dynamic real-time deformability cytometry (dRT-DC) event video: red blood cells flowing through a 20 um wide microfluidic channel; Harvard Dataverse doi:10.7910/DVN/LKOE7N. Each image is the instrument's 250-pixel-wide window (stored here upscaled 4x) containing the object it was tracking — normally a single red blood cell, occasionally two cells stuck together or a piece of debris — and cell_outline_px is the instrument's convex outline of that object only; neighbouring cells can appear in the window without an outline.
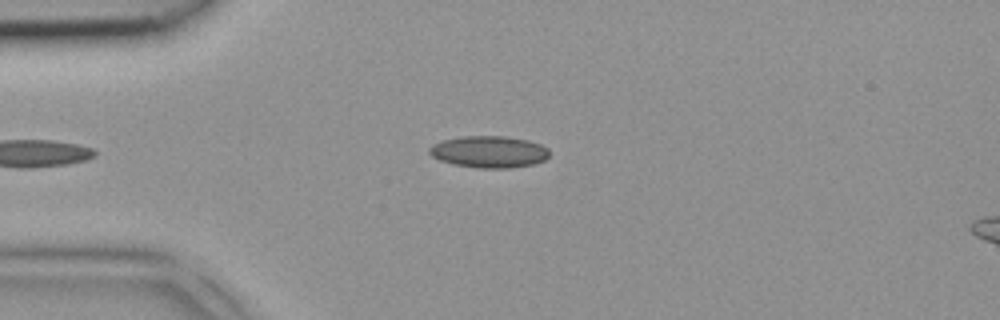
{"species": "common noctule bat (a hibernating species)", "species_latin": "Nyctalus noctula", "temperature_condition": "room temperature", "stored_images_in_passage": 1, "camera_frame_rate_fps": 3000, "um_per_image_px": 0.085, "animal": {"sex": "female", "body_mass_g": 18.4}, "frame": {"image": 1, "passage_image": 1, "time_ms": 0.0, "image_size_px": [1000, 320], "cell_outline_px": [[548, 156], [544, 160], [532, 164], [512, 168], [480, 168], [456, 164], [440, 160], [432, 156], [428, 152], [428, 148], [432, 144], [444, 140], [460, 136], [504, 136], [528, 140], [540, 144], [548, 148]], "centroid_in_image_um": [41.56, 12.89], "position_along_channel_um": 43.4, "area_um2": 22.14}}